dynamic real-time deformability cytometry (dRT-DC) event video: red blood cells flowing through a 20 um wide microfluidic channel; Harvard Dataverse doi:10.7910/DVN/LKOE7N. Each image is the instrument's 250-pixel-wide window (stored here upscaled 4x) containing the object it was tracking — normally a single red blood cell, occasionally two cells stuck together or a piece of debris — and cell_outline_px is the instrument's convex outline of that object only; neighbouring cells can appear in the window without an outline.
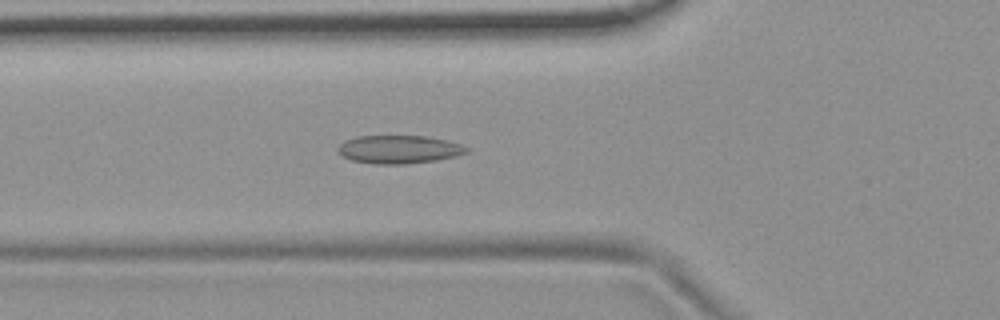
{"species": "common noctule bat (a hibernating species)", "species_latin": "Nyctalus noctula", "temperature_condition": "room temperature", "stored_images_in_passage": 54, "camera_frame_rate_fps": 3000, "um_per_image_px": 0.085, "animal": {"sex": "female", "body_mass_g": 19.9}, "frame": {"image": 1, "passage_image": 19, "time_ms": 6.0, "image_size_px": [1000, 320], "cell_outline_px": [[468, 152], [456, 156], [436, 160], [404, 164], [376, 164], [352, 160], [344, 156], [336, 148], [344, 140], [356, 136], [428, 136], [448, 140], [460, 144], [468, 148]], "centroid_in_image_um": [33.92, 12.69], "position_along_channel_um": 91.9, "area_um2": 21.1}}
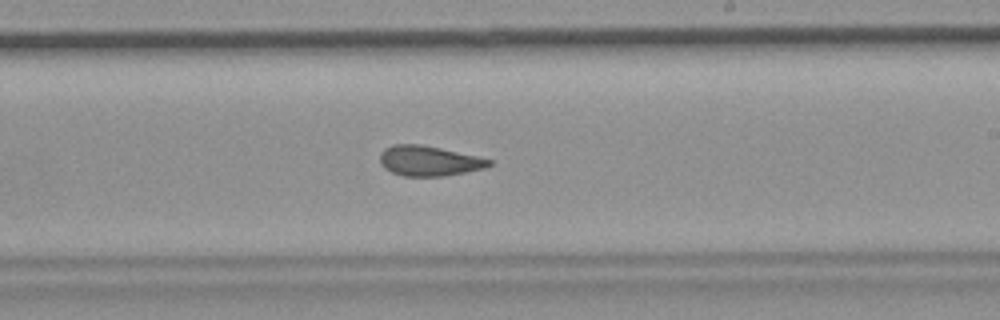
{"frame": {"image": 2, "passage_image": 32, "time_ms": 10.333, "image_size_px": [1000, 320], "cell_outline_px": [[492, 164], [484, 168], [444, 176], [404, 176], [392, 172], [384, 168], [380, 164], [380, 152], [384, 148], [392, 144], [420, 144], [480, 156], [492, 160]], "centroid_in_image_um": [36.45, 13.66], "position_along_channel_um": 252.6, "area_um2": 19.25}}
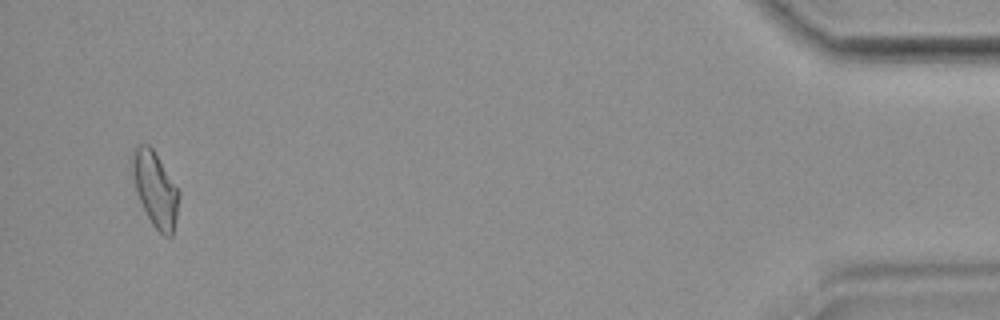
{"frame": {"image": 3, "passage_image": 52, "time_ms": 17.0, "image_size_px": [1000, 320], "cell_outline_px": [[180, 192], [176, 216], [172, 236], [164, 236], [152, 224], [140, 200], [132, 176], [132, 160], [136, 148], [140, 144], [148, 144], [152, 148]], "centroid_in_image_um": [13.21, 16.09], "position_along_channel_um": 422.0, "area_um2": 19.65}, "authors_computed_cell_mechanics": {"area_um2": 19.8832, "velocity_mm_per_s": 3.7154, "shape_relaxation_time_tau1_ms": null, "shape_relaxation_time_tau2_ms": 2.7537, "deformation_change_tau1": null, "deformation_change_tau2": 0.0893}}